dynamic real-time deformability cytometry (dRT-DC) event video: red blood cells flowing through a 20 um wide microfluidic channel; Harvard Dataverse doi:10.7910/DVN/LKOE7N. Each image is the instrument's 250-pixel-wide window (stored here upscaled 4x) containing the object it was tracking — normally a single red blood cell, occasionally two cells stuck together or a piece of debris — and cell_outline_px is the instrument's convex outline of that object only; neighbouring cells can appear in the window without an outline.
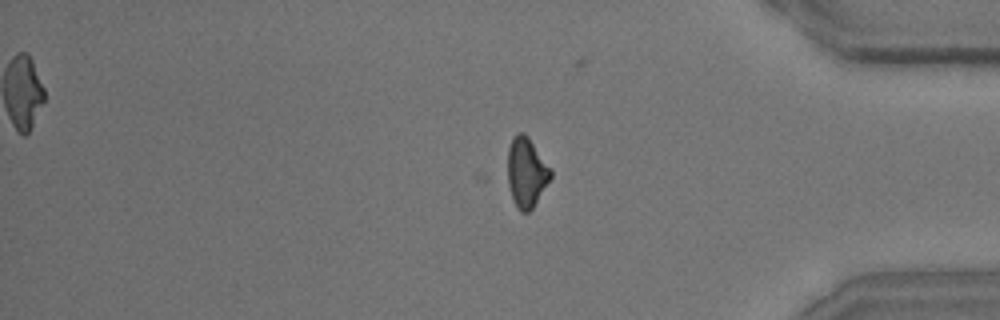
{"species": "common noctule bat (a hibernating species)", "species_latin": "Nyctalus noctula", "temperature_condition": "room temperature", "stored_images_in_passage": 35, "camera_frame_rate_fps": 3000, "um_per_image_px": 0.085, "animal": {"sex": "male", "body_mass_g": 15.6}, "frame": {"image": 1, "passage_image": 26, "time_ms": 8.333, "image_size_px": [1000, 320], "cell_outline_px": [[552, 176], [532, 208], [528, 212], [520, 212], [512, 196], [508, 184], [508, 148], [512, 136], [516, 132], [524, 132], [528, 136], [552, 168]], "centroid_in_image_um": [44.75, 14.59], "position_along_channel_um": 390.4, "area_um2": 17.51}}
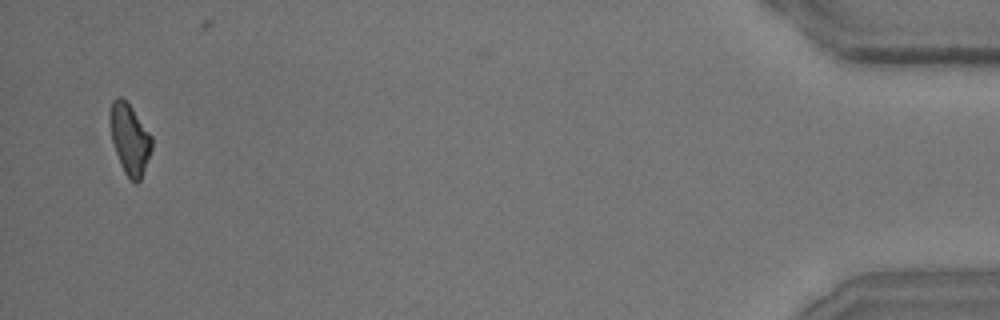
{"frame": {"image": 2, "passage_image": 33, "time_ms": 10.667, "image_size_px": [1000, 320], "cell_outline_px": [[152, 148], [140, 180], [136, 184], [124, 172], [120, 164], [112, 140], [108, 120], [108, 116], [112, 100], [116, 96], [120, 96], [132, 108], [152, 136]], "centroid_in_image_um": [11.0, 11.78], "position_along_channel_um": 424.2, "area_um2": 17.11}}